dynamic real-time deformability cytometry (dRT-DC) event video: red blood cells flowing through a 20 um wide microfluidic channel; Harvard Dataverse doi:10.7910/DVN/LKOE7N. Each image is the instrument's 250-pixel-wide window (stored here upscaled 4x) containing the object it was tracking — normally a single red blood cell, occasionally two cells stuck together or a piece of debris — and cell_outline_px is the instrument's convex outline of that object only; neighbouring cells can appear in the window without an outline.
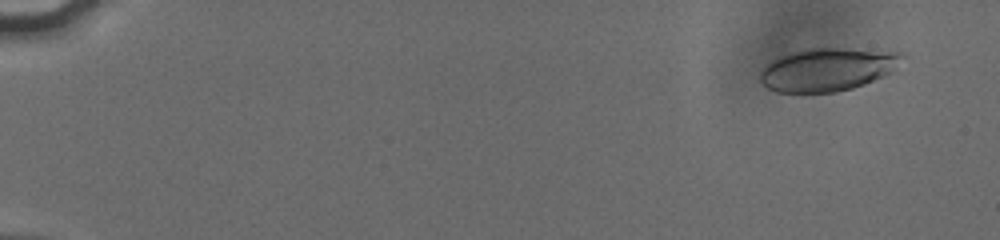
{"species": "human", "species_latin": "Homo sapiens", "temperature_condition": "cold", "stored_images_in_passage": 27, "camera_frame_rate_fps": 3000, "um_per_image_px": 0.085, "donor": {"sex": "male"}, "frame": {"image": 1, "passage_image": 1, "time_ms": 0.0, "image_size_px": [1000, 240], "cell_outline_px": [[904, 56], [892, 72], [884, 76], [864, 84], [852, 88], [836, 92], [776, 92], [768, 88], [760, 80], [760, 72], [772, 60], [792, 52], [808, 48], [844, 48], [904, 52]], "centroid_in_image_um": [70.37, 5.9], "position_along_channel_um": 14.6, "area_um2": 35.43}}
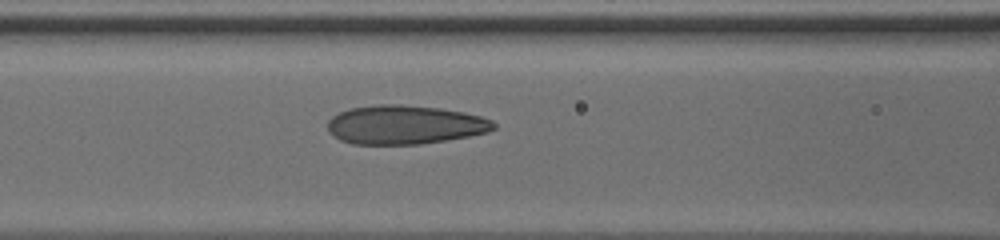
{"frame": {"image": 2, "passage_image": 17, "time_ms": 7.333, "image_size_px": [1000, 240], "cell_outline_px": [[496, 128], [488, 132], [468, 136], [420, 144], [352, 144], [340, 140], [332, 136], [328, 132], [328, 120], [332, 116], [348, 108], [380, 104], [400, 104], [440, 108], [464, 112], [480, 116], [492, 120], [496, 124]], "centroid_in_image_um": [34.38, 10.6], "position_along_channel_um": 132.2, "area_um2": 37.8}}
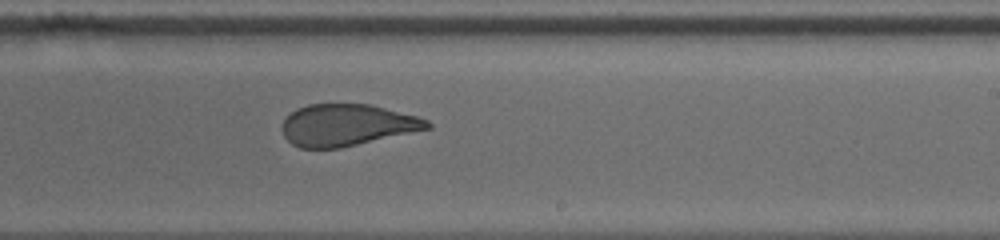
{"frame": {"image": 3, "passage_image": 27, "time_ms": 10.667, "image_size_px": [1000, 240], "cell_outline_px": [[432, 128], [340, 148], [300, 148], [292, 144], [284, 136], [284, 120], [296, 108], [308, 104], [368, 104], [416, 116], [428, 120], [432, 124]], "centroid_in_image_um": [29.5, 10.63], "position_along_channel_um": 259.5, "area_um2": 34.97}}